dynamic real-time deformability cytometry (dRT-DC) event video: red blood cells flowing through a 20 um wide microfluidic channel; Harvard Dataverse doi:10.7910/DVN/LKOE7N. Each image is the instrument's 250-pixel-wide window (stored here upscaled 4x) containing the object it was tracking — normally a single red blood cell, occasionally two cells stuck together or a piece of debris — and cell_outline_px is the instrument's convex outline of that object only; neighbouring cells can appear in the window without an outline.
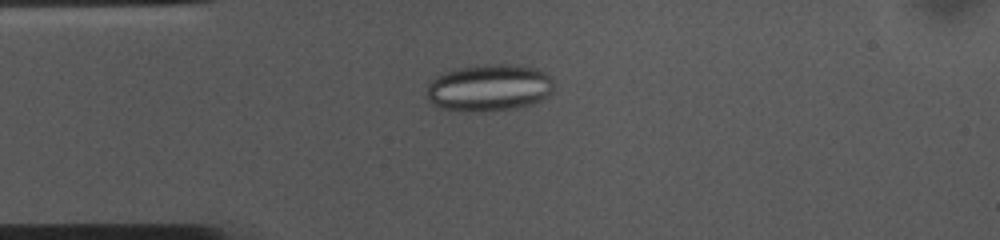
{"species": "common noctule bat (a hibernating species)", "species_latin": "Nyctalus noctula", "temperature_condition": "cold", "stored_images_in_passage": 53, "camera_frame_rate_fps": 3000, "um_per_image_px": 0.085, "animal": {"sex": "female", "body_mass_g": 10.0, "forearm_length_mm": 53.1}, "frame": {"image": 1, "passage_image": 12, "time_ms": 3.667, "image_size_px": [1000, 240], "cell_outline_px": [[552, 92], [548, 96], [540, 100], [520, 108], [484, 112], [476, 112], [440, 108], [432, 104], [428, 100], [428, 84], [436, 76], [456, 68], [484, 64], [516, 64], [536, 68], [552, 76]], "centroid_in_image_um": [41.6, 7.46], "position_along_channel_um": 43.4, "area_um2": 35.14}}
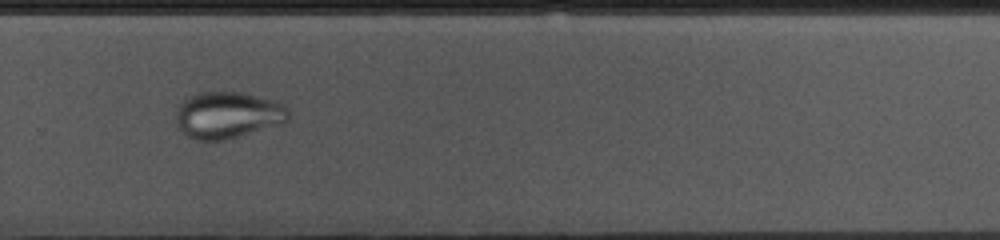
{"frame": {"image": 2, "passage_image": 35, "time_ms": 11.333, "image_size_px": [1000, 240], "cell_outline_px": [[288, 120], [284, 124], [224, 140], [196, 140], [188, 136], [180, 128], [176, 120], [176, 112], [180, 104], [188, 96], [200, 92], [244, 92], [272, 100], [284, 104], [288, 108]], "centroid_in_image_um": [19.39, 9.77], "position_along_channel_um": 310.4, "area_um2": 30.63}}
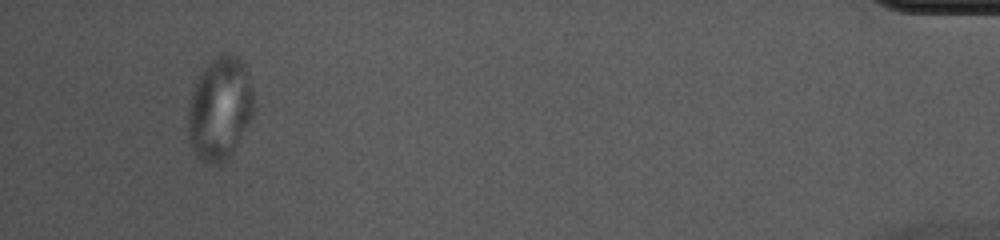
{"frame": {"image": 3, "passage_image": 50, "time_ms": 16.333, "image_size_px": [1000, 240], "cell_outline_px": [[252, 116], [228, 156], [220, 164], [208, 164], [200, 160], [196, 156], [188, 140], [188, 104], [196, 80], [200, 72], [216, 56], [236, 56], [244, 64], [248, 72], [252, 88]], "centroid_in_image_um": [18.64, 9.24], "position_along_channel_um": 416.6, "area_um2": 38.78}}